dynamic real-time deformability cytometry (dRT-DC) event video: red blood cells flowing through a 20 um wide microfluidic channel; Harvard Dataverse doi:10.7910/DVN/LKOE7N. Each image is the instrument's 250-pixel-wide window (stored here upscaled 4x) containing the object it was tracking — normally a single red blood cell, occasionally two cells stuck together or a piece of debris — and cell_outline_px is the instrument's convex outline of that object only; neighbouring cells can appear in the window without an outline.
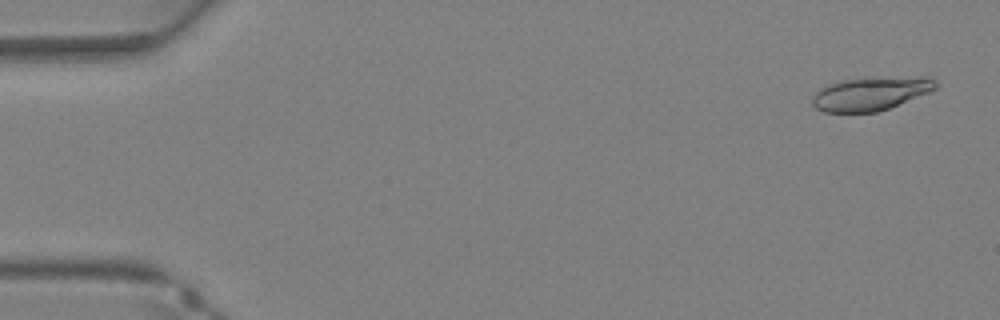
{"species": "Egyptian fruit bat (a non-hibernating species)", "species_latin": "Rousettus aegyptiacus", "temperature_condition": "warm", "stored_images_in_passage": 37, "camera_frame_rate_fps": 3000, "um_per_image_px": 0.085, "animal": {"sex": "female"}, "frame": {"image": 1, "passage_image": 2, "time_ms": 0.333, "image_size_px": [1000, 320], "cell_outline_px": [[936, 88], [928, 92], [888, 108], [876, 112], [824, 112], [816, 108], [812, 104], [812, 96], [820, 88], [844, 80], [864, 76], [932, 76], [936, 84]], "centroid_in_image_um": [74.02, 7.92], "position_along_channel_um": 11.0, "area_um2": 24.33}}
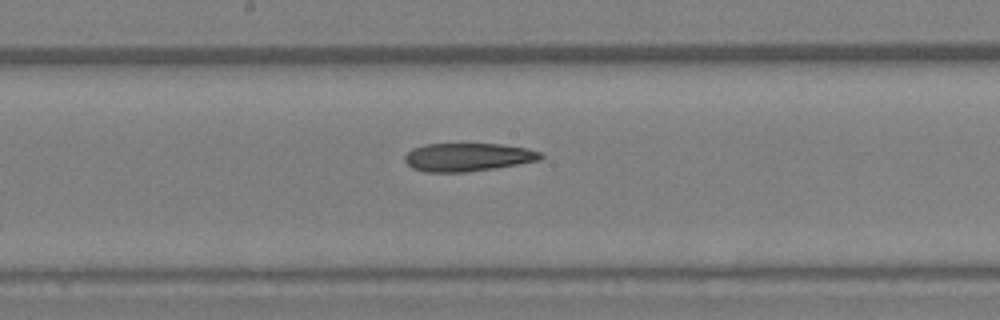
{"frame": {"image": 2, "passage_image": 20, "time_ms": 6.333, "image_size_px": [1000, 320], "cell_outline_px": [[544, 156], [540, 160], [496, 168], [464, 172], [424, 172], [412, 168], [404, 160], [404, 156], [412, 148], [424, 144], [500, 144], [528, 148], [540, 152]], "centroid_in_image_um": [39.75, 13.35], "position_along_channel_um": 208.4, "area_um2": 22.43}}
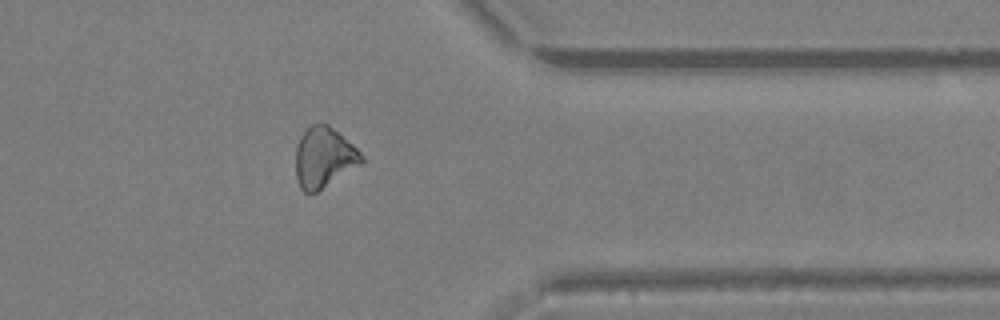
{"frame": {"image": 3, "passage_image": 30, "time_ms": 9.667, "image_size_px": [1000, 320], "cell_outline_px": [[364, 160], [360, 164], [316, 192], [308, 196], [300, 188], [296, 176], [296, 148], [300, 136], [312, 124], [328, 124], [352, 144], [364, 156]], "centroid_in_image_um": [27.51, 13.4], "position_along_channel_um": 383.9, "area_um2": 22.89}}